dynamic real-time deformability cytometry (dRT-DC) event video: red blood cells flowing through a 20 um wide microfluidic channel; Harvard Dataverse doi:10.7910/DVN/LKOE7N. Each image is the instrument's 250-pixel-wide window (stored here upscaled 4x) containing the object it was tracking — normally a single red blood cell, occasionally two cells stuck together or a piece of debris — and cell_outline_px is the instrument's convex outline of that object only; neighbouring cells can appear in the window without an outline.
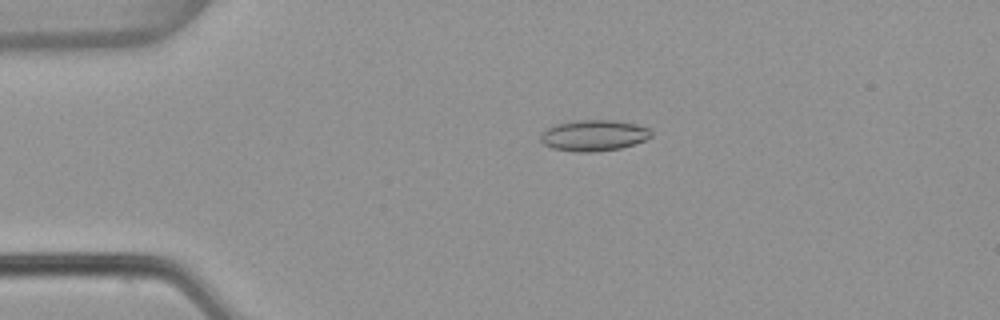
{"species": "common noctule bat (a hibernating species)", "species_latin": "Nyctalus noctula", "temperature_condition": "warm", "stored_images_in_passage": 44, "camera_frame_rate_fps": 3000, "um_per_image_px": 0.085, "animal": {"sex": "female", "body_mass_g": 22.7, "forearm_length_mm": 54.2}, "frame": {"image": 1, "passage_image": 2, "time_ms": 0.333, "image_size_px": [1000, 320], "cell_outline_px": [[652, 136], [644, 140], [620, 148], [596, 152], [576, 152], [552, 148], [544, 144], [540, 140], [540, 136], [548, 128], [556, 124], [572, 120], [616, 120], [636, 124], [652, 128]], "centroid_in_image_um": [50.49, 11.5], "position_along_channel_um": 34.5, "area_um2": 20.11}}
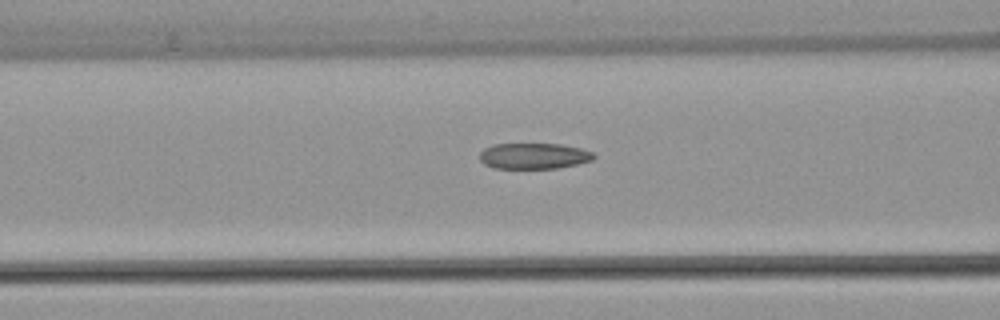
{"frame": {"image": 2, "passage_image": 12, "time_ms": 3.667, "image_size_px": [1000, 320], "cell_outline_px": [[596, 156], [592, 160], [576, 164], [556, 168], [496, 168], [484, 164], [480, 160], [480, 152], [484, 148], [492, 144], [560, 144], [580, 148], [592, 152]], "centroid_in_image_um": [45.36, 13.25], "position_along_channel_um": 121.2, "area_um2": 17.11}}
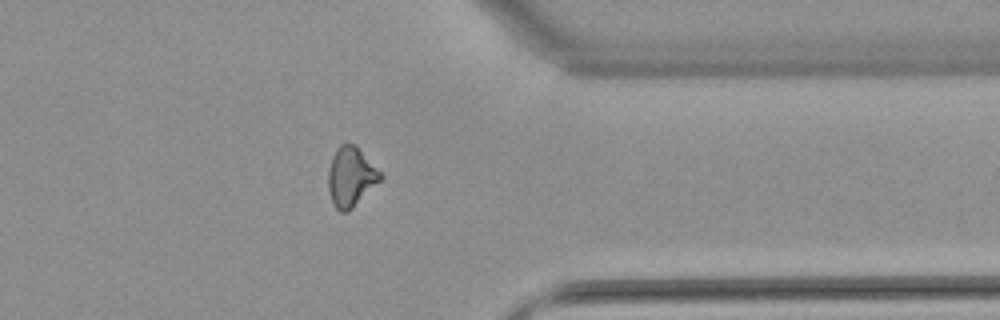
{"frame": {"image": 3, "passage_image": 33, "time_ms": 10.667, "image_size_px": [1000, 320], "cell_outline_px": [[384, 176], [348, 212], [340, 212], [332, 204], [328, 188], [328, 168], [332, 156], [336, 148], [340, 144], [356, 144]], "centroid_in_image_um": [29.8, 15.01], "position_along_channel_um": 381.6, "area_um2": 18.09}, "authors_computed_cell_mechanics": {"area_um2": 17.9469, "velocity_mm_per_s": 3.8563, "shape_relaxation_time_tau1_ms": null, "shape_relaxation_time_tau2_ms": 3.6597, "deformation_change_tau1": null, "deformation_change_tau2": 0.1145}}